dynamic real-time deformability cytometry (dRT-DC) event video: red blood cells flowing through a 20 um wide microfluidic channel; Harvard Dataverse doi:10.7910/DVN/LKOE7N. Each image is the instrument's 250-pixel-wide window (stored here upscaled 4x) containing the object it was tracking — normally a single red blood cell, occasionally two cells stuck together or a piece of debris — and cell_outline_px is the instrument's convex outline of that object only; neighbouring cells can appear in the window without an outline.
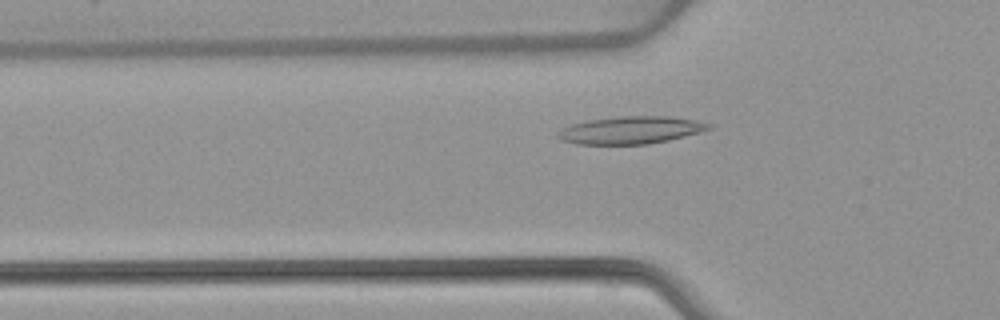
{"species": "common noctule bat (a hibernating species)", "species_latin": "Nyctalus noctula", "temperature_condition": "warm", "stored_images_in_passage": 46, "camera_frame_rate_fps": 3000, "um_per_image_px": 0.085, "animal": {"sex": "female", "body_mass_g": 22.7, "forearm_length_mm": 54.2}, "frame": {"image": 1, "passage_image": 11, "time_ms": 3.333, "image_size_px": [1000, 320], "cell_outline_px": [[716, 124], [712, 128], [700, 132], [668, 140], [648, 144], [576, 144], [560, 140], [556, 136], [556, 132], [572, 124], [588, 120], [620, 116], [668, 116]], "centroid_in_image_um": [53.61, 11.06], "position_along_channel_um": 72.2, "area_um2": 24.16}}
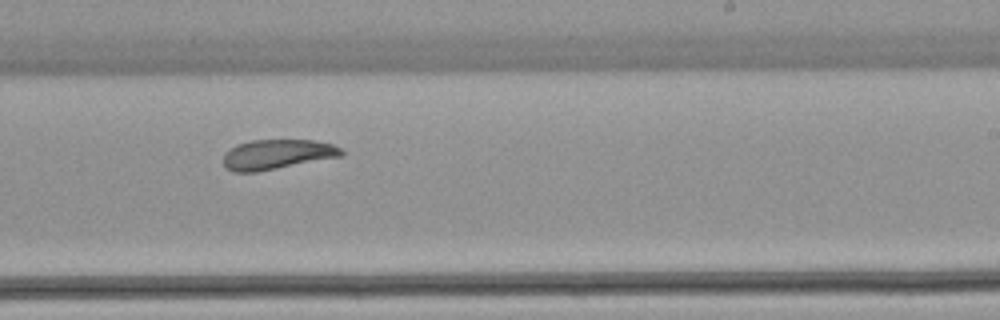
{"frame": {"image": 2, "passage_image": 26, "time_ms": 8.333, "image_size_px": [1000, 320], "cell_outline_px": [[344, 156], [256, 172], [232, 172], [224, 168], [224, 152], [228, 148], [236, 144], [252, 140], [312, 140], [332, 144], [340, 148], [344, 152]], "centroid_in_image_um": [23.52, 13.12], "position_along_channel_um": 265.5, "area_um2": 20.75}}
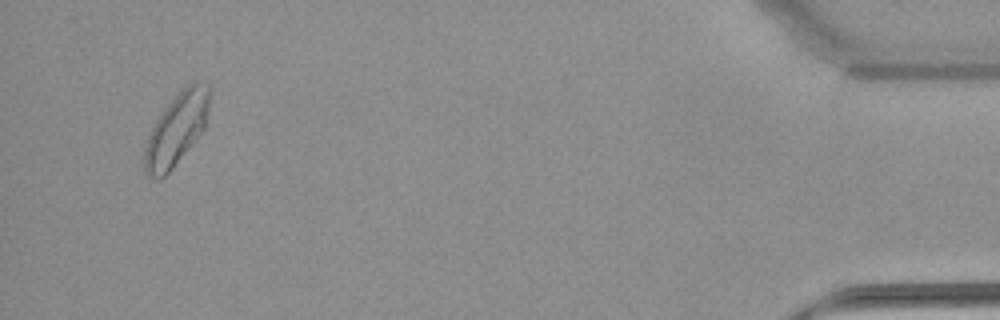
{"frame": {"image": 3, "passage_image": 44, "time_ms": 14.333, "image_size_px": [1000, 320], "cell_outline_px": [[212, 92], [208, 112], [204, 128], [172, 168], [160, 180], [148, 176], [144, 172], [144, 148], [148, 136], [156, 120], [164, 108], [192, 80], [196, 80], [208, 84], [212, 88]], "centroid_in_image_um": [15.02, 10.94], "position_along_channel_um": 420.2, "area_um2": 27.17}, "authors_computed_cell_mechanics": {"area_um2": 22.3686, "velocity_mm_per_s": 3.8607, "shape_relaxation_time_tau1_ms": 9.774, "shape_relaxation_time_tau2_ms": 4.0114, "deformation_change_tau1": 0.2048, "deformation_change_tau2": 0.1132}}